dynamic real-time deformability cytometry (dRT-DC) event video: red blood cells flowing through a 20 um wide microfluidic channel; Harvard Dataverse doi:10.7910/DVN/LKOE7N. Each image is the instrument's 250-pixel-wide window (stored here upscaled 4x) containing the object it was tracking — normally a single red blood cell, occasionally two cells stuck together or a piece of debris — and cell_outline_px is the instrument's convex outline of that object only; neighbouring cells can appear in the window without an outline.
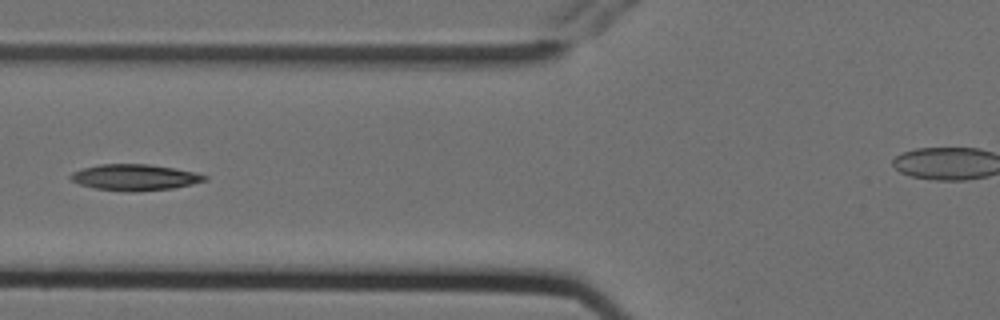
{"species": "Egyptian fruit bat (a non-hibernating species)", "species_latin": "Rousettus aegyptiacus", "temperature_condition": "cold", "stored_images_in_passage": 10, "segment_of_instrument_passage": [1, 2], "camera_frame_rate_fps": 3000, "um_per_image_px": 0.085, "animal": {"sex": "female"}, "frame": {"image": 1, "passage_image": 7, "time_ms": 2.0, "image_size_px": [1000, 320], "cell_outline_px": [[208, 180], [192, 184], [172, 188], [132, 192], [96, 188], [80, 184], [72, 180], [68, 176], [72, 172], [80, 168], [100, 164], [148, 164], [176, 168], [196, 172], [208, 176]], "centroid_in_image_um": [11.47, 15.06], "position_along_channel_um": 114.3, "area_um2": 20.46}}
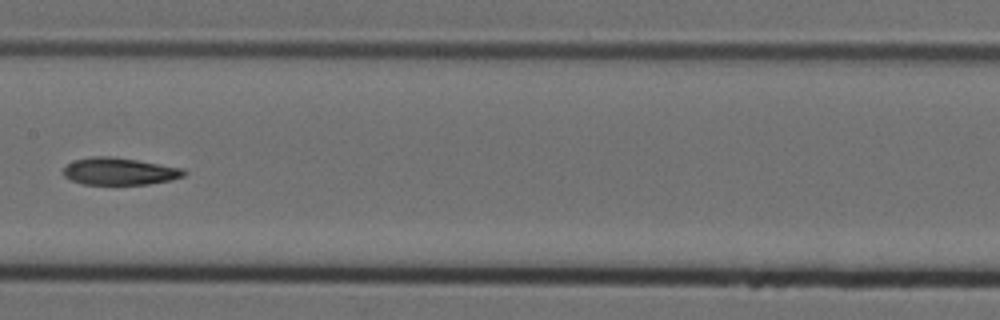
{"frame": {"image": 2, "passage_image": 9, "time_ms": 2.667, "image_size_px": [1000, 320], "cell_outline_px": [[188, 172], [184, 176], [172, 180], [148, 184], [80, 184], [64, 176], [64, 168], [72, 160], [92, 156], [112, 156], [184, 168]], "centroid_in_image_um": [10.17, 14.56], "position_along_channel_um": 197.2, "area_um2": 19.19}}